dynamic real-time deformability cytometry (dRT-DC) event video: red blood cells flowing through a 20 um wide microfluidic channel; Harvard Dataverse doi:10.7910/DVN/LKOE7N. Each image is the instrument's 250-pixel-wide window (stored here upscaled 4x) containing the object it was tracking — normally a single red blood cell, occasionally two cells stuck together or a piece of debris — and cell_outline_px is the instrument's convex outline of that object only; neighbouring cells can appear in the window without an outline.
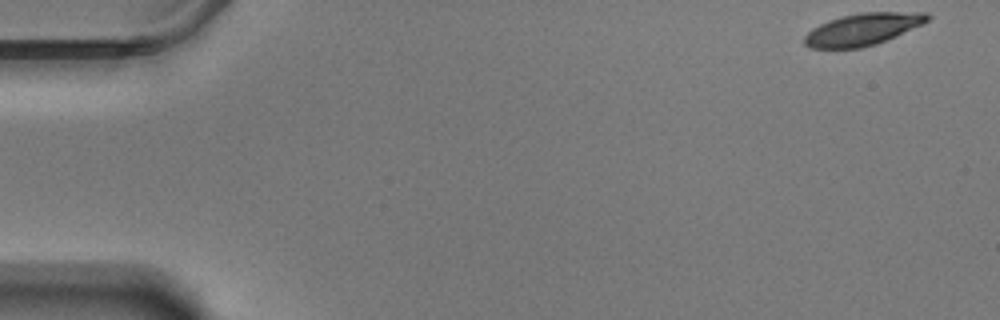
{"species": "Egyptian fruit bat (a non-hibernating species)", "species_latin": "Rousettus aegyptiacus", "temperature_condition": "warm", "stored_images_in_passage": 7, "camera_frame_rate_fps": 3000, "um_per_image_px": 0.085, "animal": {"sex": "male"}, "frame": {"image": 1, "passage_image": 1, "time_ms": 0.0, "image_size_px": [1000, 320], "cell_outline_px": [[932, 16], [924, 24], [876, 44], [860, 48], [812, 48], [804, 44], [804, 36], [812, 28], [820, 24], [840, 16], [860, 12], [928, 12]], "centroid_in_image_um": [73.36, 2.48], "position_along_channel_um": 11.6, "area_um2": 23.0}}